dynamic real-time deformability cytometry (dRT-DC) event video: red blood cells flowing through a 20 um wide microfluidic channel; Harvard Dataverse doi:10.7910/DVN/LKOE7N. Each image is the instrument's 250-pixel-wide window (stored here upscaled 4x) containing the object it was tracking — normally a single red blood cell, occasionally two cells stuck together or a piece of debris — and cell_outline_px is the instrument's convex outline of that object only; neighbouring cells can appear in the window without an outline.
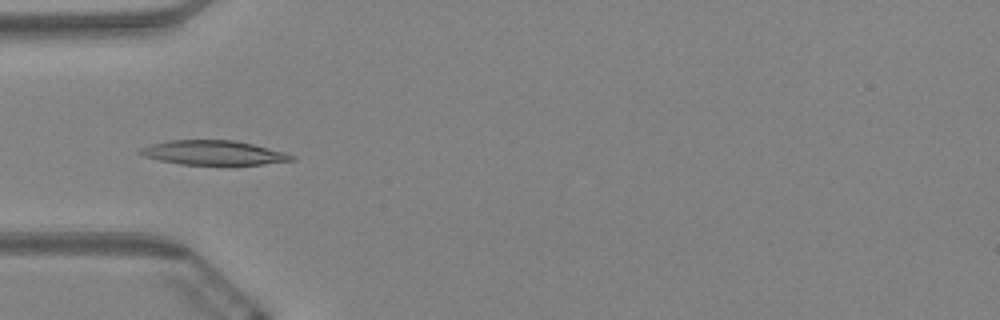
{"species": "Egyptian fruit bat (a non-hibernating species)", "species_latin": "Rousettus aegyptiacus", "temperature_condition": "warm", "stored_images_in_passage": 61, "camera_frame_rate_fps": 3000, "um_per_image_px": 0.085, "animal": {"sex": "female"}, "frame": {"image": 1, "passage_image": 20, "time_ms": 6.333, "image_size_px": [1000, 320], "cell_outline_px": [[296, 160], [264, 164], [224, 168], [180, 164], [160, 160], [144, 156], [136, 152], [140, 148], [152, 144], [172, 140], [232, 140], [252, 144], [284, 152], [296, 156]], "centroid_in_image_um": [18.19, 13.04], "position_along_channel_um": 66.8, "area_um2": 22.48}}
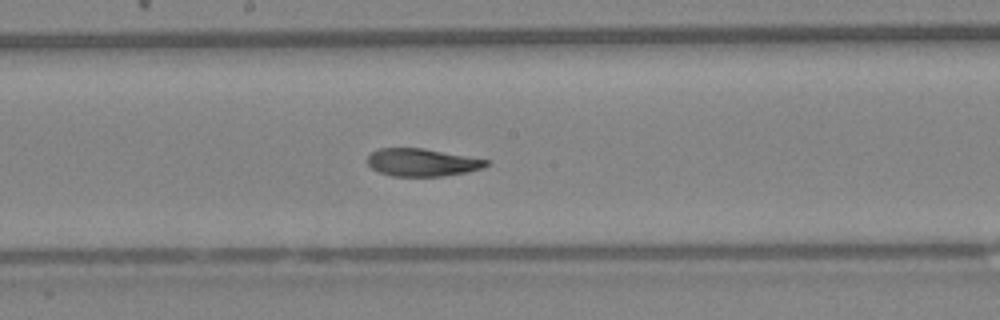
{"frame": {"image": 2, "passage_image": 33, "time_ms": 10.667, "image_size_px": [1000, 320], "cell_outline_px": [[488, 164], [484, 168], [468, 172], [444, 176], [392, 176], [380, 172], [372, 168], [364, 160], [372, 152], [380, 148], [424, 148], [488, 160]], "centroid_in_image_um": [35.86, 13.8], "position_along_channel_um": 212.3, "area_um2": 19.19}}
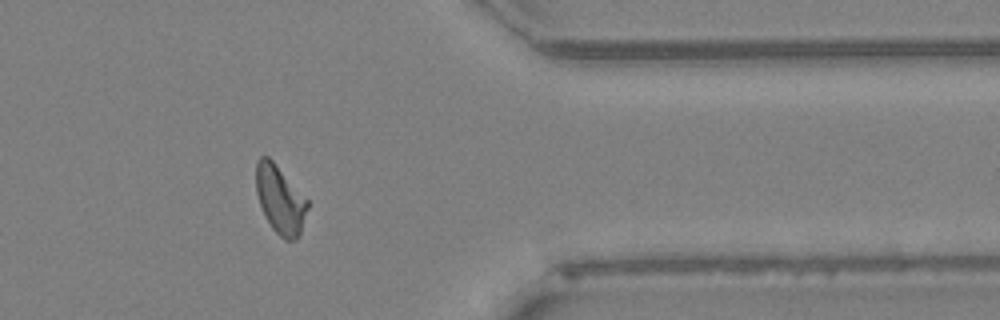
{"frame": {"image": 3, "passage_image": 50, "time_ms": 16.333, "image_size_px": [1000, 320], "cell_outline_px": [[308, 208], [300, 232], [296, 240], [284, 240], [272, 228], [264, 216], [256, 192], [256, 160], [260, 156], [268, 156], [272, 160], [308, 200]], "centroid_in_image_um": [23.79, 16.96], "position_along_channel_um": 387.6, "area_um2": 20.29}, "authors_computed_cell_mechanics": {"area_um2": 20.7502, "velocity_mm_per_s": 3.3791, "shape_relaxation_time_tau1_ms": 7.2591, "shape_relaxation_time_tau2_ms": 3.1878, "deformation_change_tau1": 0.1962, "deformation_change_tau2": 0.0917}}